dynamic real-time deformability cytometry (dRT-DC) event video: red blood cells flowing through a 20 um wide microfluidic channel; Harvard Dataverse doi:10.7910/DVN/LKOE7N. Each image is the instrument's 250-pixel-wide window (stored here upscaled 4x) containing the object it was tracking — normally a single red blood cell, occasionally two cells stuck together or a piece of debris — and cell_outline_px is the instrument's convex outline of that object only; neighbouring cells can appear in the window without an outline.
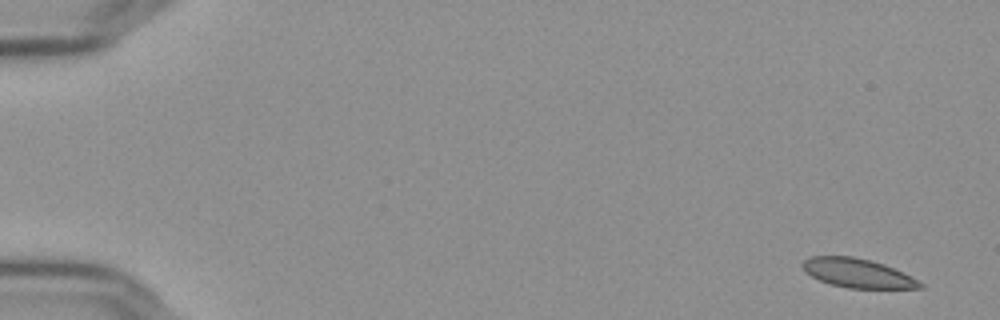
{"species": "Egyptian fruit bat (a non-hibernating species)", "species_latin": "Rousettus aegyptiacus", "temperature_condition": "cold", "stored_images_in_passage": 14, "camera_frame_rate_fps": 3000, "um_per_image_px": 0.085, "frame": {"image": 1, "passage_image": 1, "time_ms": 0.0, "image_size_px": [1000, 320], "cell_outline_px": [[924, 288], [848, 288], [828, 284], [812, 276], [800, 264], [804, 260], [812, 256], [852, 256], [884, 264], [912, 276], [924, 284]], "centroid_in_image_um": [72.92, 23.22], "position_along_channel_um": 12.1, "area_um2": 19.77}}